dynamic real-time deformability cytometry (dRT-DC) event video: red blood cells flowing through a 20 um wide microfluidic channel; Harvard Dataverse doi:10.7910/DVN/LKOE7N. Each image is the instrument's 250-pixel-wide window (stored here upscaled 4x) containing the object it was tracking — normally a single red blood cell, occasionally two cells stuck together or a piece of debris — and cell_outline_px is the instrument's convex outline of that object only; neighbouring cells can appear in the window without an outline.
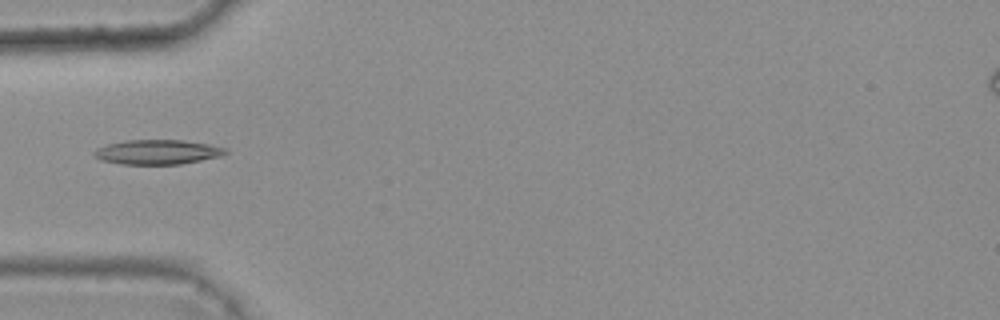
{"species": "common noctule bat (a hibernating species)", "species_latin": "Nyctalus noctula", "temperature_condition": "warm", "stored_images_in_passage": 5, "camera_frame_rate_fps": 3000, "um_per_image_px": 0.085, "animal": {"sex": "female", "body_mass_g": 25.1}, "frame": {"image": 1, "passage_image": 4, "time_ms": 1.0, "image_size_px": [1000, 320], "cell_outline_px": [[228, 152], [224, 156], [180, 164], [120, 164], [100, 160], [92, 156], [92, 152], [96, 148], [108, 144], [124, 140], [184, 140], [208, 144], [228, 148]], "centroid_in_image_um": [13.38, 12.92], "position_along_channel_um": 71.6, "area_um2": 19.13}}
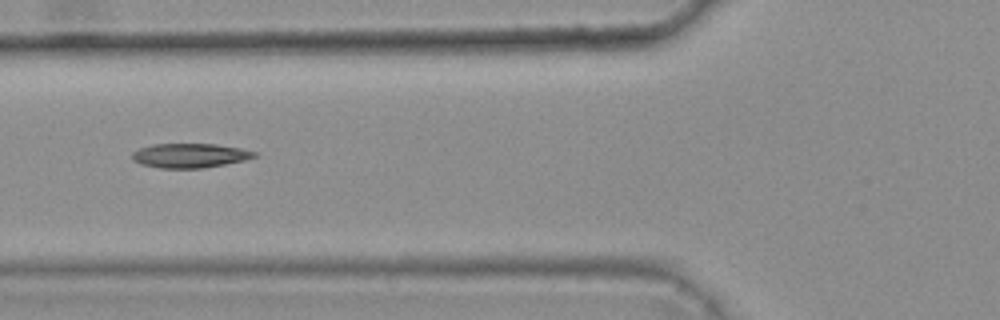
{"frame": {"image": 2, "passage_image": 5, "time_ms": 1.333, "image_size_px": [1000, 320], "cell_outline_px": [[256, 156], [244, 160], [204, 168], [160, 168], [140, 164], [132, 156], [132, 152], [140, 148], [152, 144], [216, 144], [240, 148], [256, 152]], "centroid_in_image_um": [16.13, 13.22], "position_along_channel_um": 109.7, "area_um2": 17.17}}